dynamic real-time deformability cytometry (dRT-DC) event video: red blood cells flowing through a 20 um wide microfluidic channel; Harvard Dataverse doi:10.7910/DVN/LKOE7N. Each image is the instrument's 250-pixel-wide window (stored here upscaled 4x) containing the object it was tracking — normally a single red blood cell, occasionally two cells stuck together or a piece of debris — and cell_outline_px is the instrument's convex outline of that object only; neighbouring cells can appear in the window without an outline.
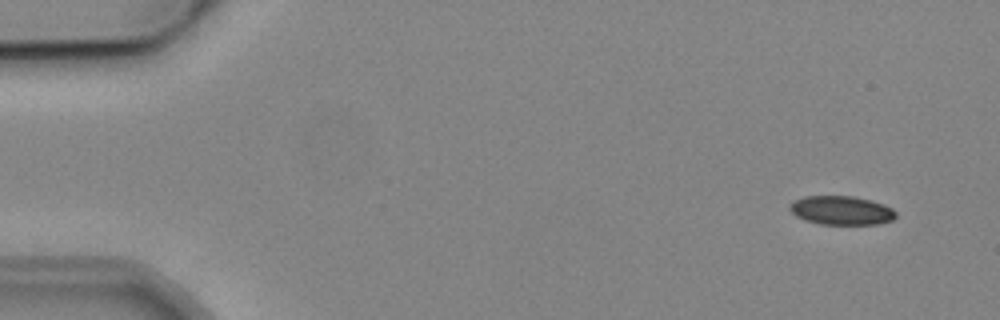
{"species": "common noctule bat (a hibernating species)", "species_latin": "Nyctalus noctula", "temperature_condition": "cold", "stored_images_in_passage": 7, "camera_frame_rate_fps": 3000, "um_per_image_px": 0.085, "animal": {"sex": "male", "body_mass_g": 19.2, "forearm_length_mm": 51.8}, "frame": {"image": 1, "passage_image": 1, "time_ms": 0.0, "image_size_px": [1000, 320], "cell_outline_px": [[896, 216], [892, 220], [880, 224], [820, 224], [804, 220], [796, 216], [788, 208], [788, 204], [804, 196], [852, 196], [872, 200], [884, 204], [892, 208], [896, 212]], "centroid_in_image_um": [71.52, 17.88], "position_along_channel_um": 13.5, "area_um2": 17.98}}
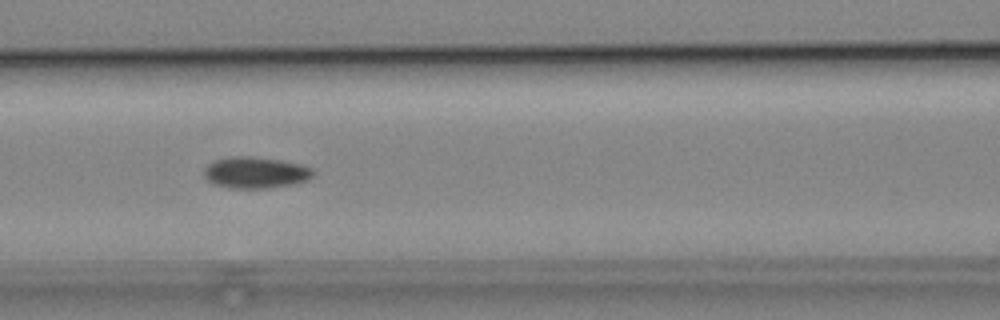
{"frame": {"image": 2, "passage_image": 6, "time_ms": 6.667, "image_size_px": [1000, 320], "cell_outline_px": [[312, 176], [308, 180], [292, 184], [268, 188], [228, 188], [212, 184], [204, 176], [204, 168], [212, 160], [232, 156], [248, 156], [280, 160], [300, 164], [312, 168]], "centroid_in_image_um": [21.67, 14.67], "position_along_channel_um": 144.9, "area_um2": 20.0}}
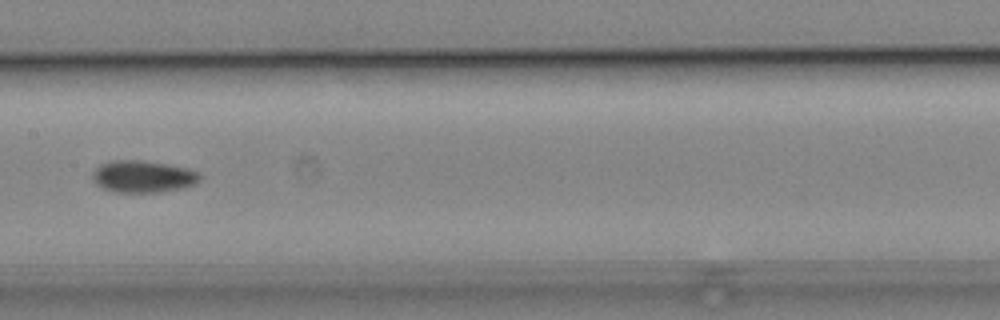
{"frame": {"image": 3, "passage_image": 7, "time_ms": 8.0, "image_size_px": [1000, 320], "cell_outline_px": [[200, 180], [192, 184], [180, 188], [156, 192], [116, 192], [100, 188], [92, 180], [92, 172], [100, 164], [112, 160], [140, 160], [168, 164], [188, 168], [200, 172]], "centroid_in_image_um": [12.11, 14.99], "position_along_channel_um": 195.3, "area_um2": 20.06}}